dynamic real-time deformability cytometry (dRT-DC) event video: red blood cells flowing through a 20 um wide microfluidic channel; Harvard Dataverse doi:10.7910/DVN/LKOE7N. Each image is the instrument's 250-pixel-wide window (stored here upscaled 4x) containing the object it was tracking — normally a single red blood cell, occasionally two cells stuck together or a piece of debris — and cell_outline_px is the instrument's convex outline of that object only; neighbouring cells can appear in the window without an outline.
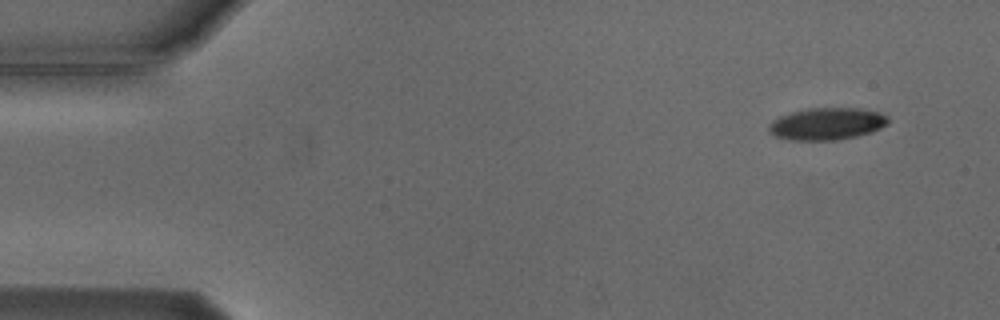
{"species": "Egyptian fruit bat (a non-hibernating species)", "species_latin": "Rousettus aegyptiacus", "temperature_condition": "cold", "stored_images_in_passage": 5, "segment_of_instrument_passage": [2, 2], "camera_frame_rate_fps": 3000, "um_per_image_px": 0.085, "animal": {"sex": "male"}, "frame": {"image": 1, "passage_image": 5, "time_ms": 4.667, "image_size_px": [1000, 320], "cell_outline_px": [[888, 124], [872, 132], [856, 136], [836, 140], [788, 140], [776, 136], [768, 128], [772, 120], [780, 116], [792, 112], [808, 108], [860, 108], [880, 112], [888, 116]], "centroid_in_image_um": [70.32, 10.52], "position_along_channel_um": 14.7, "area_um2": 22.31}}